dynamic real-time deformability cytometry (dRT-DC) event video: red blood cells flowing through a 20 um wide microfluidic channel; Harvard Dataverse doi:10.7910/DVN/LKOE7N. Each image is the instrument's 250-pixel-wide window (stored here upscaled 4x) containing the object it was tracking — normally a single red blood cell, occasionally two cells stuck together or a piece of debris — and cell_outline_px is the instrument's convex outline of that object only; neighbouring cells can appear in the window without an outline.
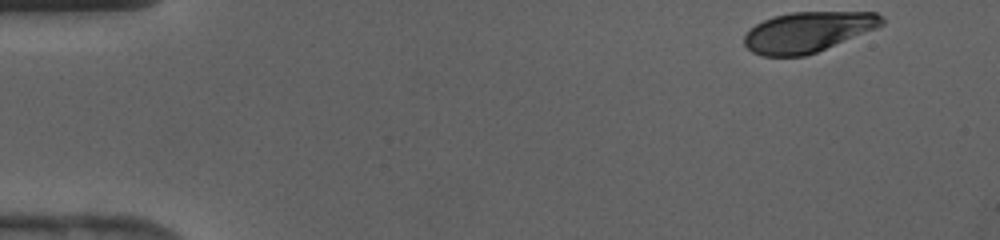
{"species": "human", "species_latin": "Homo sapiens", "temperature_condition": "cold", "stored_images_in_passage": 40, "camera_frame_rate_fps": 3000, "um_per_image_px": 0.085, "donor": {"sex": "female"}, "frame": {"image": 1, "passage_image": 1, "time_ms": 0.0, "image_size_px": [1000, 240], "cell_outline_px": [[884, 24], [876, 28], [816, 52], [804, 56], [760, 56], [752, 52], [744, 44], [744, 36], [756, 24], [764, 20], [776, 16], [792, 12], [876, 12], [884, 16]], "centroid_in_image_um": [68.67, 2.71], "position_along_channel_um": 16.3, "area_um2": 32.08}}
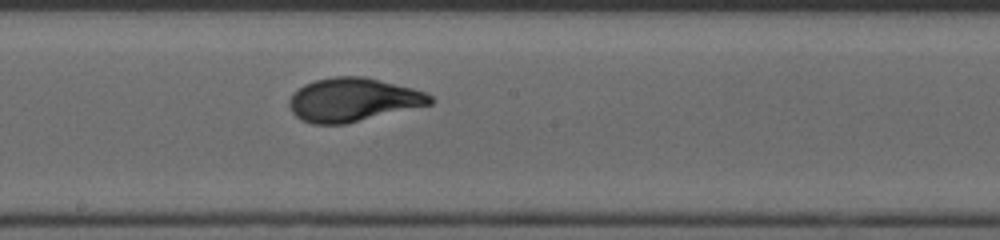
{"frame": {"image": 2, "passage_image": 21, "time_ms": 6.667, "image_size_px": [1000, 240], "cell_outline_px": [[432, 104], [344, 124], [312, 124], [300, 120], [292, 112], [288, 104], [288, 100], [304, 84], [316, 80], [332, 76], [364, 76], [412, 88], [424, 92], [432, 96]], "centroid_in_image_um": [29.98, 8.48], "position_along_channel_um": 218.2, "area_um2": 35.55}}
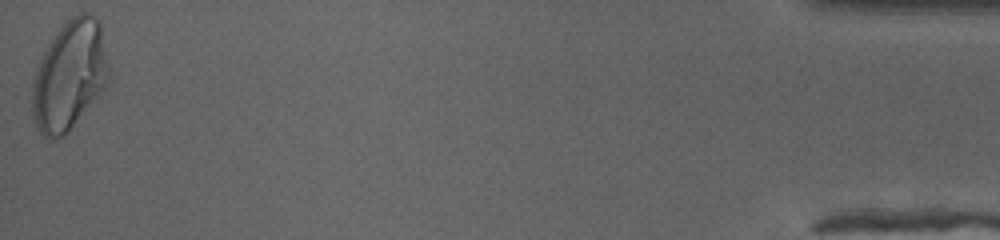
{"frame": {"image": 3, "passage_image": 40, "time_ms": 13.0, "image_size_px": [1000, 240], "cell_outline_px": [[112, 80], [68, 132], [52, 140], [44, 136], [36, 128], [32, 116], [32, 80], [36, 64], [48, 44], [56, 32], [72, 16], [80, 12], [88, 12], [96, 16], [100, 20]], "centroid_in_image_um": [5.92, 6.4], "position_along_channel_um": 429.3, "area_um2": 49.65}}